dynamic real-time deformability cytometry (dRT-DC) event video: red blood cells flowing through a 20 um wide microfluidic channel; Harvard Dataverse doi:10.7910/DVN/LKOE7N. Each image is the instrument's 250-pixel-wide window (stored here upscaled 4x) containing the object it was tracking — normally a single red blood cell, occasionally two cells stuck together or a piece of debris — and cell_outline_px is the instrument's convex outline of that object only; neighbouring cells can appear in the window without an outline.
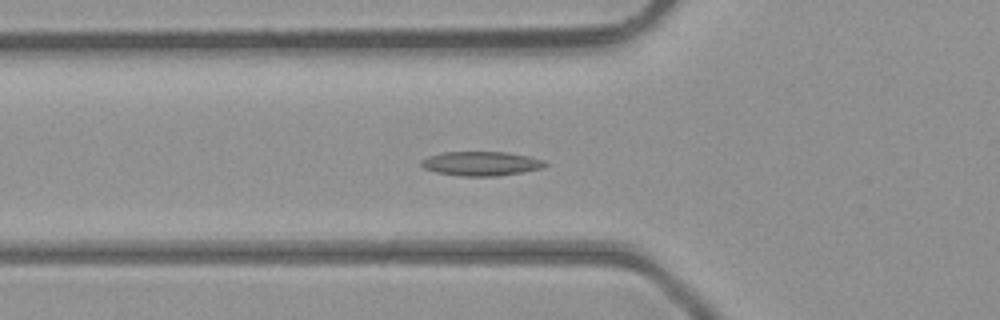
{"species": "common noctule bat (a hibernating species)", "species_latin": "Nyctalus noctula", "temperature_condition": "room temperature", "stored_images_in_passage": 20, "camera_frame_rate_fps": 3000, "um_per_image_px": 0.085, "animal": {"sex": "male", "body_mass_g": 23.1, "forearm_length_mm": 52.7}, "frame": {"image": 1, "passage_image": 9, "time_ms": 2.667, "image_size_px": [1000, 320], "cell_outline_px": [[548, 164], [544, 168], [496, 176], [460, 176], [436, 172], [424, 168], [420, 164], [420, 160], [428, 156], [444, 152], [508, 152], [528, 156], [544, 160]], "centroid_in_image_um": [40.89, 13.9], "position_along_channel_um": 84.9, "area_um2": 17.51}}
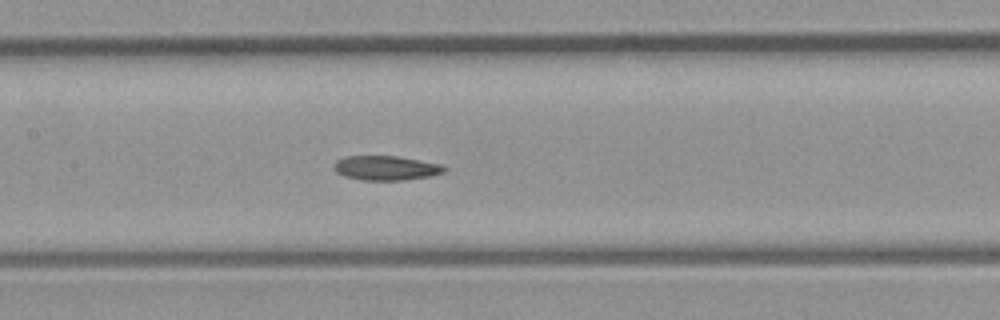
{"frame": {"image": 2, "passage_image": 15, "time_ms": 4.667, "image_size_px": [1000, 320], "cell_outline_px": [[448, 168], [444, 172], [428, 176], [404, 180], [360, 180], [344, 176], [336, 172], [332, 168], [332, 164], [336, 160], [344, 156], [396, 156], [440, 164]], "centroid_in_image_um": [32.74, 14.28], "position_along_channel_um": 174.7, "area_um2": 15.78}}
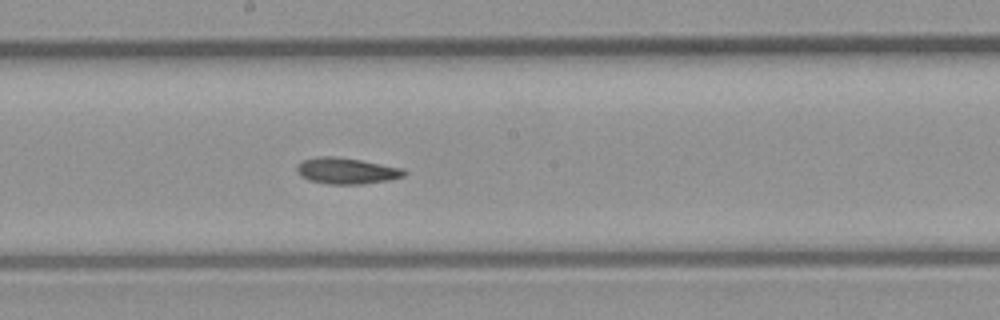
{"frame": {"image": 3, "passage_image": 18, "time_ms": 5.667, "image_size_px": [1000, 320], "cell_outline_px": [[408, 172], [404, 176], [388, 180], [364, 184], [328, 184], [308, 180], [300, 176], [296, 172], [296, 164], [300, 160], [316, 156], [336, 156], [360, 160], [404, 168]], "centroid_in_image_um": [29.41, 14.51], "position_along_channel_um": 218.8, "area_um2": 16.7}}